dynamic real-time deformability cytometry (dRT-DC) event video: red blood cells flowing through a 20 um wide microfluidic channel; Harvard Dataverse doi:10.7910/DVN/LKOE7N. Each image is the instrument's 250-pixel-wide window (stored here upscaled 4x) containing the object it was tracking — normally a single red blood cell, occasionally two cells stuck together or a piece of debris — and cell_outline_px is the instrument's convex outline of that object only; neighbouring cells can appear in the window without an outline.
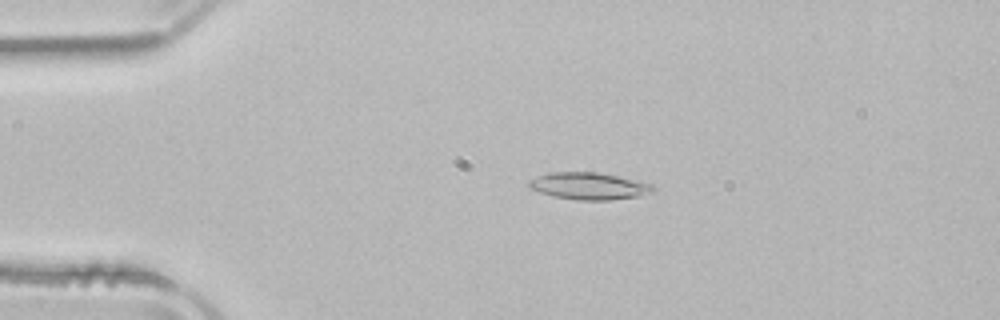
{"species": "common noctule bat (a hibernating species)", "species_latin": "Nyctalus noctula", "temperature_condition": "room temperature", "stored_images_in_passage": 51, "camera_frame_rate_fps": 3000, "um_per_image_px": 0.085, "animal": {"sex": "male", "body_mass_g": 21.5, "forearm_length_mm": 52.0}, "frame": {"image": 1, "passage_image": 10, "time_ms": 3.0, "image_size_px": [1000, 320], "cell_outline_px": [[656, 188], [652, 192], [640, 196], [608, 200], [576, 200], [552, 196], [540, 192], [532, 188], [528, 184], [528, 180], [548, 172], [596, 172], [616, 176], [652, 184]], "centroid_in_image_um": [50.05, 15.81], "position_along_channel_um": 34.9, "area_um2": 19.42}}
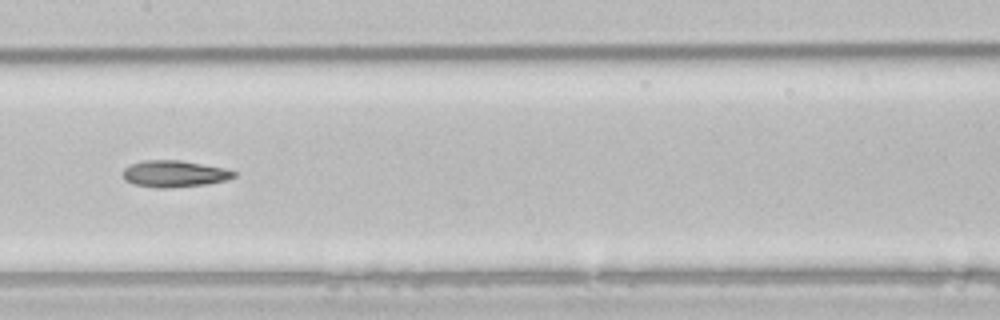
{"frame": {"image": 2, "passage_image": 25, "time_ms": 8.0, "image_size_px": [1000, 320], "cell_outline_px": [[236, 176], [228, 180], [208, 184], [168, 188], [156, 188], [136, 184], [124, 180], [124, 168], [132, 164], [148, 160], [180, 160], [224, 168], [236, 172]], "centroid_in_image_um": [14.86, 14.78], "position_along_channel_um": 192.5, "area_um2": 17.11}}
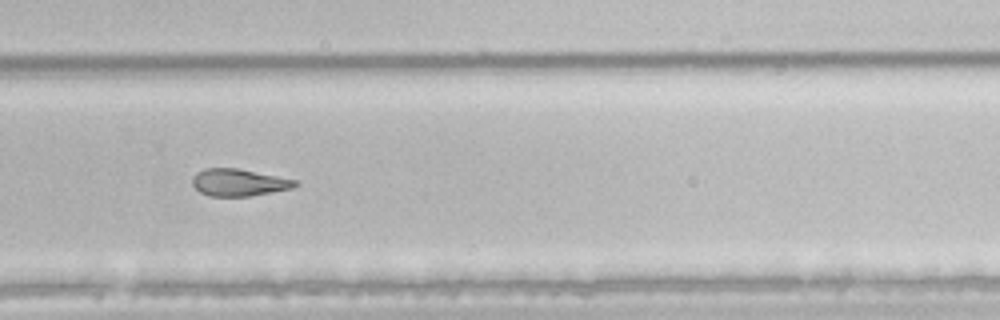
{"frame": {"image": 3, "passage_image": 34, "time_ms": 11.0, "image_size_px": [1000, 320], "cell_outline_px": [[296, 184], [292, 188], [252, 196], [212, 196], [200, 192], [192, 184], [192, 176], [196, 172], [204, 168], [236, 168], [296, 180]], "centroid_in_image_um": [20.24, 15.51], "position_along_channel_um": 309.6, "area_um2": 16.07}}